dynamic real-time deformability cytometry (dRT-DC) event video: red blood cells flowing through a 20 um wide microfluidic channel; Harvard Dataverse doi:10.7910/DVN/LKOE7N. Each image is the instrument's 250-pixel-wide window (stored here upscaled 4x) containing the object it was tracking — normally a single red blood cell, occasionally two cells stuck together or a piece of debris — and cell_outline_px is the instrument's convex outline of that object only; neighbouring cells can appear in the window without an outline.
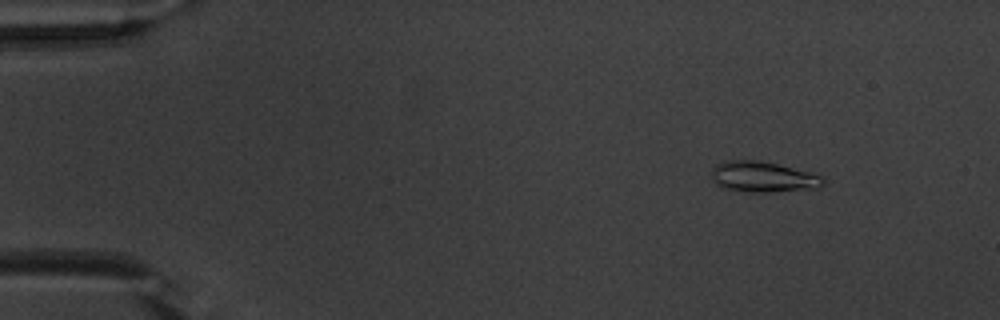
{"species": "common noctule bat (a hibernating species)", "species_latin": "Nyctalus noctula", "temperature_condition": "warm", "stored_images_in_passage": 48, "camera_frame_rate_fps": 3000, "um_per_image_px": 0.085, "animal": {"sex": "male", "body_mass_g": 20.1, "forearm_length_mm": 53.5}, "frame": {"image": 1, "passage_image": 1, "time_ms": 0.0, "image_size_px": [1000, 320], "cell_outline_px": [[824, 184], [816, 188], [768, 192], [744, 192], [720, 188], [712, 180], [712, 168], [716, 164], [724, 160], [760, 160], [824, 176]], "centroid_in_image_um": [64.79, 15.04], "position_along_channel_um": 20.2, "area_um2": 20.06}}
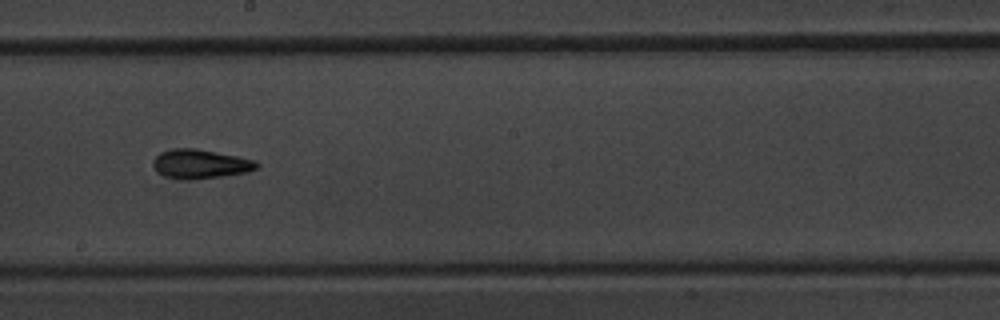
{"frame": {"image": 2, "passage_image": 25, "time_ms": 8.0, "image_size_px": [1000, 320], "cell_outline_px": [[260, 168], [248, 172], [220, 176], [188, 180], [180, 180], [164, 176], [156, 172], [152, 164], [152, 160], [160, 152], [172, 148], [196, 148], [256, 160], [260, 164]], "centroid_in_image_um": [17.01, 13.94], "position_along_channel_um": 231.2, "area_um2": 17.86}}
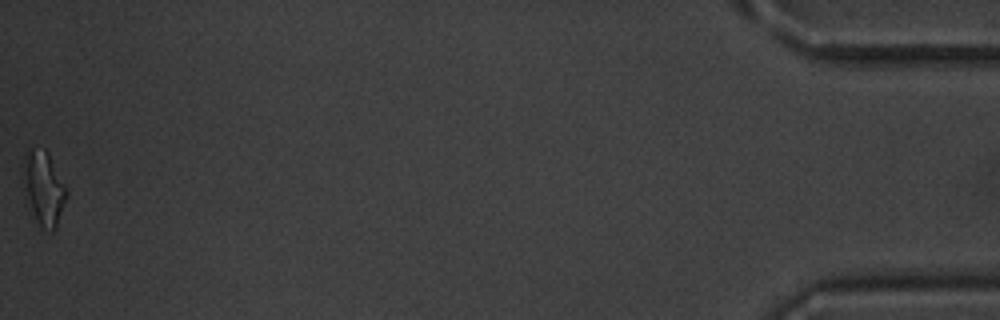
{"frame": {"image": 3, "passage_image": 48, "time_ms": 15.667, "image_size_px": [1000, 320], "cell_outline_px": [[68, 196], [56, 228], [52, 232], [40, 228], [28, 212], [24, 156], [32, 148], [44, 148], [48, 152], [68, 192]], "centroid_in_image_um": [3.75, 16.09], "position_along_channel_um": 431.5, "area_um2": 18.55}, "authors_computed_cell_mechanics": {"area_um2": 16.9065, "velocity_mm_per_s": 3.8222, "shape_relaxation_time_tau1_ms": 4.1883, "shape_relaxation_time_tau2_ms": 2.967, "deformation_change_tau1": 0.1741, "deformation_change_tau2": 0.1172}}